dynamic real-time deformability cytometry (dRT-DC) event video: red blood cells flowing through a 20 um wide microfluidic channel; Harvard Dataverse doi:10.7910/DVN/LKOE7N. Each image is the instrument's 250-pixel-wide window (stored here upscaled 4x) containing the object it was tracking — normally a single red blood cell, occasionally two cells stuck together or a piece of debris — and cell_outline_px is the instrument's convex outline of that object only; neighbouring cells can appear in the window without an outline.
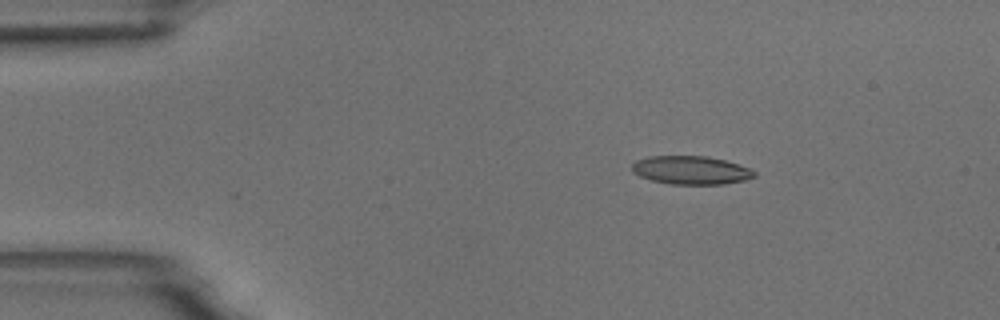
{"species": "common noctule bat (a hibernating species)", "species_latin": "Nyctalus noctula", "temperature_condition": "room temperature", "stored_images_in_passage": 5, "camera_frame_rate_fps": 3000, "um_per_image_px": 0.085, "animal": {"sex": "male", "body_mass_g": 18.8}, "frame": {"image": 1, "passage_image": 3, "time_ms": 2.333, "image_size_px": [1000, 320], "cell_outline_px": [[756, 176], [744, 180], [724, 184], [668, 184], [652, 180], [640, 176], [632, 172], [632, 164], [636, 160], [648, 156], [708, 156], [740, 164], [756, 172]], "centroid_in_image_um": [58.72, 14.46], "position_along_channel_um": 26.3, "area_um2": 20.29}}